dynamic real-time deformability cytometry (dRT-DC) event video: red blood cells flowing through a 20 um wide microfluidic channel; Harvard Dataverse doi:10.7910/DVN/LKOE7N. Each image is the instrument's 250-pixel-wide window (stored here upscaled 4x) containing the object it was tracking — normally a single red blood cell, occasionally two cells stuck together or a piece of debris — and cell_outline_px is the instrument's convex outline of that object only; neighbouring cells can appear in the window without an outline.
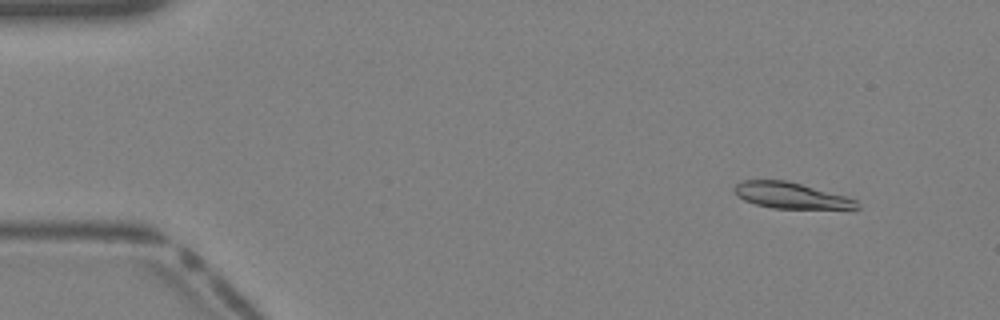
{"species": "Egyptian fruit bat (a non-hibernating species)", "species_latin": "Rousettus aegyptiacus", "temperature_condition": "warm", "stored_images_in_passage": 41, "segment_of_instrument_passage": [1, 2], "camera_frame_rate_fps": 3000, "um_per_image_px": 0.085, "animal": {"sex": "female"}, "frame": {"image": 1, "passage_image": 4, "time_ms": 1.0, "image_size_px": [1000, 320], "cell_outline_px": [[860, 208], [856, 212], [772, 208], [756, 204], [744, 200], [736, 196], [732, 188], [740, 180], [788, 180], [844, 196], [856, 200]], "centroid_in_image_um": [67.35, 16.67], "position_along_channel_um": 17.7, "area_um2": 19.65}}
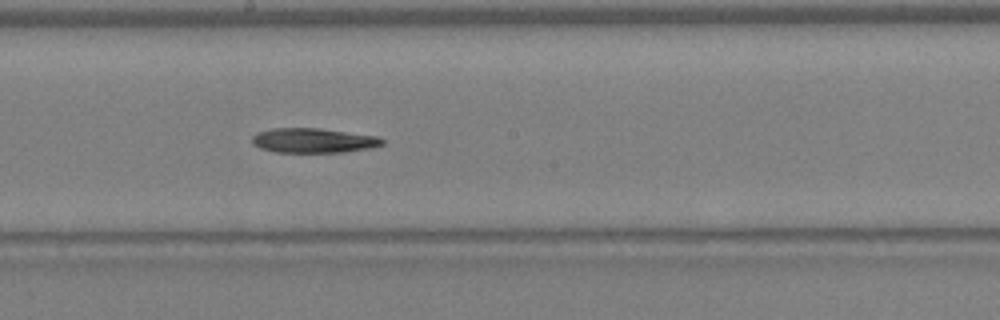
{"frame": {"image": 2, "passage_image": 22, "time_ms": 7.0, "image_size_px": [1000, 320], "cell_outline_px": [[384, 144], [372, 148], [344, 152], [276, 152], [260, 148], [252, 144], [252, 136], [256, 132], [272, 128], [320, 128], [380, 136], [384, 140]], "centroid_in_image_um": [26.66, 11.93], "position_along_channel_um": 221.5, "area_um2": 18.96}}
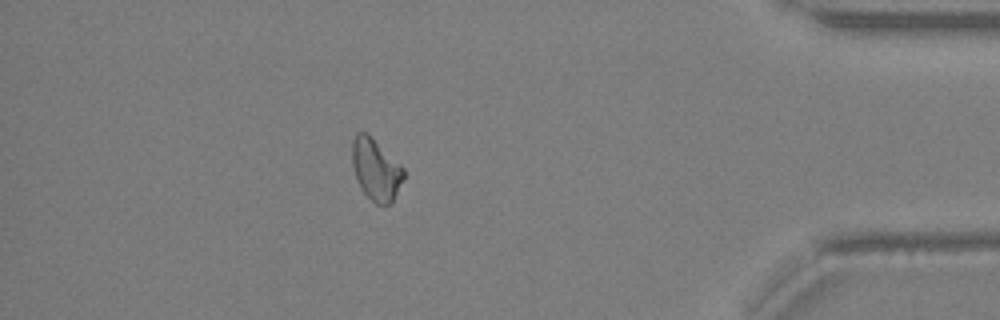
{"frame": {"image": 3, "passage_image": 35, "time_ms": 11.333, "image_size_px": [1000, 320], "cell_outline_px": [[404, 180], [392, 204], [376, 204], [360, 188], [356, 180], [352, 164], [352, 140], [356, 132], [364, 132], [400, 164], [404, 168]], "centroid_in_image_um": [31.95, 14.45], "position_along_channel_um": 403.3, "area_um2": 18.32}}